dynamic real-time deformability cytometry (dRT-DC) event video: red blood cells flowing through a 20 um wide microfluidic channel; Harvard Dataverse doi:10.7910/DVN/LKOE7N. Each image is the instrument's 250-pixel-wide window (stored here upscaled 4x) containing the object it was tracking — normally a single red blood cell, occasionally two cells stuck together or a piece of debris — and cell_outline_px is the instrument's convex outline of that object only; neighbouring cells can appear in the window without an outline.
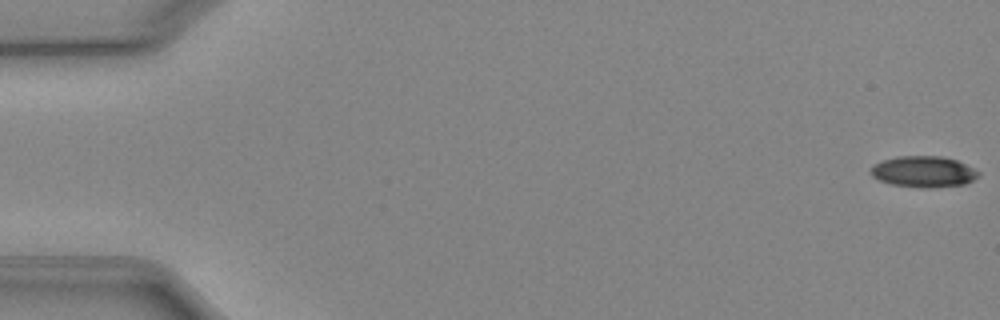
{"species": "Egyptian fruit bat (a non-hibernating species)", "species_latin": "Rousettus aegyptiacus", "temperature_condition": "cold", "stored_images_in_passage": 52, "camera_frame_rate_fps": 3000, "um_per_image_px": 0.085, "animal": {"sex": "female"}, "frame": {"image": 1, "passage_image": 1, "time_ms": 0.0, "image_size_px": [1000, 320], "cell_outline_px": [[980, 176], [964, 184], [932, 188], [920, 188], [892, 184], [880, 180], [872, 176], [868, 172], [872, 164], [896, 156], [940, 156], [956, 160], [980, 172]], "centroid_in_image_um": [78.46, 14.59], "position_along_channel_um": 6.5, "area_um2": 19.59}}
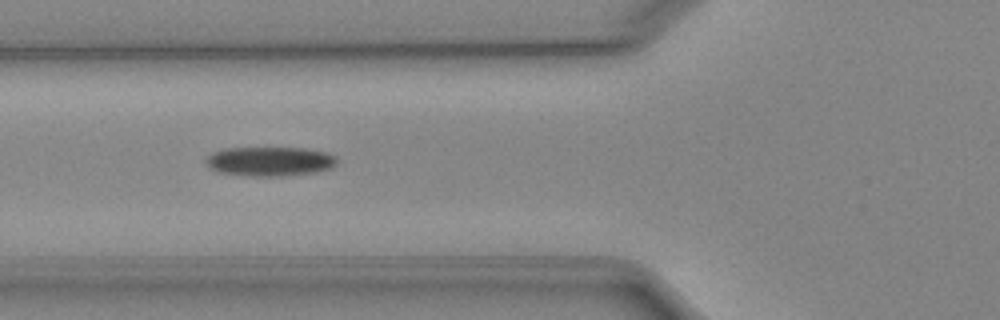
{"frame": {"image": 2, "passage_image": 20, "time_ms": 6.333, "image_size_px": [1000, 320], "cell_outline_px": [[336, 164], [328, 168], [316, 172], [280, 176], [248, 176], [216, 172], [208, 168], [204, 164], [204, 160], [212, 152], [224, 148], [304, 148], [328, 152], [336, 156]], "centroid_in_image_um": [22.86, 13.71], "position_along_channel_um": 102.9, "area_um2": 22.66}}
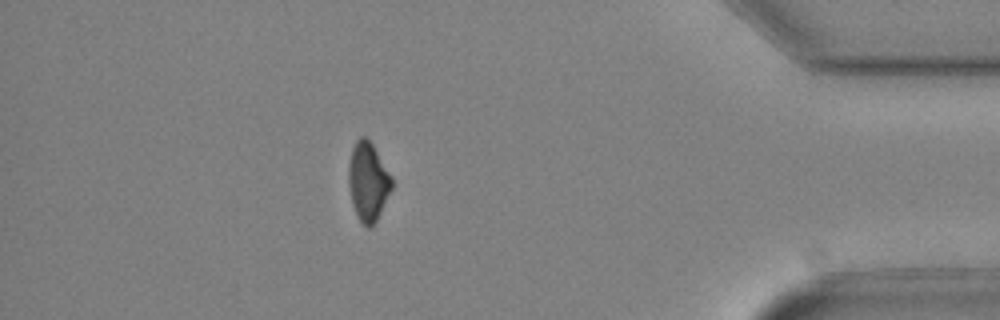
{"frame": {"image": 3, "passage_image": 46, "time_ms": 15.0, "image_size_px": [1000, 320], "cell_outline_px": [[392, 188], [372, 228], [368, 228], [360, 220], [352, 204], [348, 184], [348, 164], [352, 148], [356, 140], [360, 136], [364, 136], [372, 144], [392, 176]], "centroid_in_image_um": [31.27, 15.42], "position_along_channel_um": 403.9, "area_um2": 19.65}, "authors_computed_cell_mechanics": {"area_um2": 20.8369, "velocity_mm_per_s": 3.9536, "shape_relaxation_time_tau1_ms": 5.0466, "shape_relaxation_time_tau2_ms": null, "deformation_change_tau1": 0.124, "deformation_change_tau2": null}}